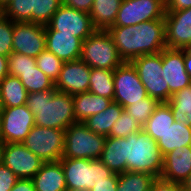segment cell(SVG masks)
<instances>
[{"mask_svg":"<svg viewBox=\"0 0 191 191\" xmlns=\"http://www.w3.org/2000/svg\"><path fill=\"white\" fill-rule=\"evenodd\" d=\"M191 173V145L181 146L163 156L160 178L182 185Z\"/></svg>","mask_w":191,"mask_h":191,"instance_id":"cell-18","label":"cell"},{"mask_svg":"<svg viewBox=\"0 0 191 191\" xmlns=\"http://www.w3.org/2000/svg\"><path fill=\"white\" fill-rule=\"evenodd\" d=\"M66 191H90V190H87V189H81V188H77V189H67Z\"/></svg>","mask_w":191,"mask_h":191,"instance_id":"cell-50","label":"cell"},{"mask_svg":"<svg viewBox=\"0 0 191 191\" xmlns=\"http://www.w3.org/2000/svg\"><path fill=\"white\" fill-rule=\"evenodd\" d=\"M164 5L166 4V0H160Z\"/></svg>","mask_w":191,"mask_h":191,"instance_id":"cell-52","label":"cell"},{"mask_svg":"<svg viewBox=\"0 0 191 191\" xmlns=\"http://www.w3.org/2000/svg\"><path fill=\"white\" fill-rule=\"evenodd\" d=\"M162 156L181 146L191 145V127L174 121L157 141Z\"/></svg>","mask_w":191,"mask_h":191,"instance_id":"cell-23","label":"cell"},{"mask_svg":"<svg viewBox=\"0 0 191 191\" xmlns=\"http://www.w3.org/2000/svg\"><path fill=\"white\" fill-rule=\"evenodd\" d=\"M174 121L170 106L166 102H161L142 128L157 142Z\"/></svg>","mask_w":191,"mask_h":191,"instance_id":"cell-27","label":"cell"},{"mask_svg":"<svg viewBox=\"0 0 191 191\" xmlns=\"http://www.w3.org/2000/svg\"><path fill=\"white\" fill-rule=\"evenodd\" d=\"M184 62L187 73L191 78V55L184 49Z\"/></svg>","mask_w":191,"mask_h":191,"instance_id":"cell-46","label":"cell"},{"mask_svg":"<svg viewBox=\"0 0 191 191\" xmlns=\"http://www.w3.org/2000/svg\"><path fill=\"white\" fill-rule=\"evenodd\" d=\"M34 125V115L26 104L16 107H2L0 110L2 143H22Z\"/></svg>","mask_w":191,"mask_h":191,"instance_id":"cell-10","label":"cell"},{"mask_svg":"<svg viewBox=\"0 0 191 191\" xmlns=\"http://www.w3.org/2000/svg\"><path fill=\"white\" fill-rule=\"evenodd\" d=\"M14 22L0 12V55L12 53Z\"/></svg>","mask_w":191,"mask_h":191,"instance_id":"cell-37","label":"cell"},{"mask_svg":"<svg viewBox=\"0 0 191 191\" xmlns=\"http://www.w3.org/2000/svg\"><path fill=\"white\" fill-rule=\"evenodd\" d=\"M9 74L8 57L0 55V81Z\"/></svg>","mask_w":191,"mask_h":191,"instance_id":"cell-45","label":"cell"},{"mask_svg":"<svg viewBox=\"0 0 191 191\" xmlns=\"http://www.w3.org/2000/svg\"><path fill=\"white\" fill-rule=\"evenodd\" d=\"M2 157H3V143L0 142V165L2 164Z\"/></svg>","mask_w":191,"mask_h":191,"instance_id":"cell-49","label":"cell"},{"mask_svg":"<svg viewBox=\"0 0 191 191\" xmlns=\"http://www.w3.org/2000/svg\"><path fill=\"white\" fill-rule=\"evenodd\" d=\"M19 178L3 163L0 165V191H10Z\"/></svg>","mask_w":191,"mask_h":191,"instance_id":"cell-39","label":"cell"},{"mask_svg":"<svg viewBox=\"0 0 191 191\" xmlns=\"http://www.w3.org/2000/svg\"><path fill=\"white\" fill-rule=\"evenodd\" d=\"M99 159L116 174L126 172L125 137H106L103 152Z\"/></svg>","mask_w":191,"mask_h":191,"instance_id":"cell-21","label":"cell"},{"mask_svg":"<svg viewBox=\"0 0 191 191\" xmlns=\"http://www.w3.org/2000/svg\"><path fill=\"white\" fill-rule=\"evenodd\" d=\"M165 5L160 0H123L111 27H122L164 19Z\"/></svg>","mask_w":191,"mask_h":191,"instance_id":"cell-12","label":"cell"},{"mask_svg":"<svg viewBox=\"0 0 191 191\" xmlns=\"http://www.w3.org/2000/svg\"><path fill=\"white\" fill-rule=\"evenodd\" d=\"M162 69V77L169 86V100L173 94L191 84V78L185 68L184 49L164 48Z\"/></svg>","mask_w":191,"mask_h":191,"instance_id":"cell-15","label":"cell"},{"mask_svg":"<svg viewBox=\"0 0 191 191\" xmlns=\"http://www.w3.org/2000/svg\"><path fill=\"white\" fill-rule=\"evenodd\" d=\"M61 5L62 0H34L32 23L47 25Z\"/></svg>","mask_w":191,"mask_h":191,"instance_id":"cell-34","label":"cell"},{"mask_svg":"<svg viewBox=\"0 0 191 191\" xmlns=\"http://www.w3.org/2000/svg\"><path fill=\"white\" fill-rule=\"evenodd\" d=\"M124 62H131L142 55L160 53L166 48L165 19L107 29Z\"/></svg>","mask_w":191,"mask_h":191,"instance_id":"cell-1","label":"cell"},{"mask_svg":"<svg viewBox=\"0 0 191 191\" xmlns=\"http://www.w3.org/2000/svg\"><path fill=\"white\" fill-rule=\"evenodd\" d=\"M28 92L20 79L7 75L0 81L1 107H16L26 104Z\"/></svg>","mask_w":191,"mask_h":191,"instance_id":"cell-25","label":"cell"},{"mask_svg":"<svg viewBox=\"0 0 191 191\" xmlns=\"http://www.w3.org/2000/svg\"><path fill=\"white\" fill-rule=\"evenodd\" d=\"M185 50L191 55V44L188 45Z\"/></svg>","mask_w":191,"mask_h":191,"instance_id":"cell-51","label":"cell"},{"mask_svg":"<svg viewBox=\"0 0 191 191\" xmlns=\"http://www.w3.org/2000/svg\"><path fill=\"white\" fill-rule=\"evenodd\" d=\"M94 0H62V4L89 13Z\"/></svg>","mask_w":191,"mask_h":191,"instance_id":"cell-42","label":"cell"},{"mask_svg":"<svg viewBox=\"0 0 191 191\" xmlns=\"http://www.w3.org/2000/svg\"><path fill=\"white\" fill-rule=\"evenodd\" d=\"M106 137L92 132L84 122H75L65 130L63 157L99 159Z\"/></svg>","mask_w":191,"mask_h":191,"instance_id":"cell-6","label":"cell"},{"mask_svg":"<svg viewBox=\"0 0 191 191\" xmlns=\"http://www.w3.org/2000/svg\"><path fill=\"white\" fill-rule=\"evenodd\" d=\"M10 191H36L31 179H18Z\"/></svg>","mask_w":191,"mask_h":191,"instance_id":"cell-44","label":"cell"},{"mask_svg":"<svg viewBox=\"0 0 191 191\" xmlns=\"http://www.w3.org/2000/svg\"><path fill=\"white\" fill-rule=\"evenodd\" d=\"M34 0H11L1 13L13 22H31Z\"/></svg>","mask_w":191,"mask_h":191,"instance_id":"cell-32","label":"cell"},{"mask_svg":"<svg viewBox=\"0 0 191 191\" xmlns=\"http://www.w3.org/2000/svg\"><path fill=\"white\" fill-rule=\"evenodd\" d=\"M155 176L146 172L126 171L118 174L116 191H150Z\"/></svg>","mask_w":191,"mask_h":191,"instance_id":"cell-30","label":"cell"},{"mask_svg":"<svg viewBox=\"0 0 191 191\" xmlns=\"http://www.w3.org/2000/svg\"><path fill=\"white\" fill-rule=\"evenodd\" d=\"M123 0H94L89 12L96 29L107 30L113 26Z\"/></svg>","mask_w":191,"mask_h":191,"instance_id":"cell-24","label":"cell"},{"mask_svg":"<svg viewBox=\"0 0 191 191\" xmlns=\"http://www.w3.org/2000/svg\"><path fill=\"white\" fill-rule=\"evenodd\" d=\"M127 171L146 172L156 178L163 170V156L157 142L143 130L125 138Z\"/></svg>","mask_w":191,"mask_h":191,"instance_id":"cell-3","label":"cell"},{"mask_svg":"<svg viewBox=\"0 0 191 191\" xmlns=\"http://www.w3.org/2000/svg\"><path fill=\"white\" fill-rule=\"evenodd\" d=\"M46 49L63 62L80 59L83 41L59 31H45Z\"/></svg>","mask_w":191,"mask_h":191,"instance_id":"cell-19","label":"cell"},{"mask_svg":"<svg viewBox=\"0 0 191 191\" xmlns=\"http://www.w3.org/2000/svg\"><path fill=\"white\" fill-rule=\"evenodd\" d=\"M118 174L114 173L111 177L99 180L90 191H116Z\"/></svg>","mask_w":191,"mask_h":191,"instance_id":"cell-40","label":"cell"},{"mask_svg":"<svg viewBox=\"0 0 191 191\" xmlns=\"http://www.w3.org/2000/svg\"><path fill=\"white\" fill-rule=\"evenodd\" d=\"M114 98L113 101L124 109L148 97L136 69L130 62H124L114 70Z\"/></svg>","mask_w":191,"mask_h":191,"instance_id":"cell-11","label":"cell"},{"mask_svg":"<svg viewBox=\"0 0 191 191\" xmlns=\"http://www.w3.org/2000/svg\"><path fill=\"white\" fill-rule=\"evenodd\" d=\"M21 83L28 93L52 90L55 88L54 82L45 75L37 66L27 71H19Z\"/></svg>","mask_w":191,"mask_h":191,"instance_id":"cell-31","label":"cell"},{"mask_svg":"<svg viewBox=\"0 0 191 191\" xmlns=\"http://www.w3.org/2000/svg\"><path fill=\"white\" fill-rule=\"evenodd\" d=\"M91 68L80 59L64 62L57 81L58 92L75 95L89 91Z\"/></svg>","mask_w":191,"mask_h":191,"instance_id":"cell-16","label":"cell"},{"mask_svg":"<svg viewBox=\"0 0 191 191\" xmlns=\"http://www.w3.org/2000/svg\"><path fill=\"white\" fill-rule=\"evenodd\" d=\"M96 28L89 13L62 4L53 14L45 31H59L86 40Z\"/></svg>","mask_w":191,"mask_h":191,"instance_id":"cell-9","label":"cell"},{"mask_svg":"<svg viewBox=\"0 0 191 191\" xmlns=\"http://www.w3.org/2000/svg\"><path fill=\"white\" fill-rule=\"evenodd\" d=\"M177 122H183L191 127V84L179 90L166 102Z\"/></svg>","mask_w":191,"mask_h":191,"instance_id":"cell-28","label":"cell"},{"mask_svg":"<svg viewBox=\"0 0 191 191\" xmlns=\"http://www.w3.org/2000/svg\"><path fill=\"white\" fill-rule=\"evenodd\" d=\"M150 191H182V186L159 177L153 181Z\"/></svg>","mask_w":191,"mask_h":191,"instance_id":"cell-41","label":"cell"},{"mask_svg":"<svg viewBox=\"0 0 191 191\" xmlns=\"http://www.w3.org/2000/svg\"><path fill=\"white\" fill-rule=\"evenodd\" d=\"M11 0H0V12L10 3Z\"/></svg>","mask_w":191,"mask_h":191,"instance_id":"cell-48","label":"cell"},{"mask_svg":"<svg viewBox=\"0 0 191 191\" xmlns=\"http://www.w3.org/2000/svg\"><path fill=\"white\" fill-rule=\"evenodd\" d=\"M80 60L90 68L115 70L124 61L107 30L96 29L83 41Z\"/></svg>","mask_w":191,"mask_h":191,"instance_id":"cell-4","label":"cell"},{"mask_svg":"<svg viewBox=\"0 0 191 191\" xmlns=\"http://www.w3.org/2000/svg\"><path fill=\"white\" fill-rule=\"evenodd\" d=\"M136 69L148 96L161 102L169 101V86L162 77V51L142 55L130 62Z\"/></svg>","mask_w":191,"mask_h":191,"instance_id":"cell-8","label":"cell"},{"mask_svg":"<svg viewBox=\"0 0 191 191\" xmlns=\"http://www.w3.org/2000/svg\"><path fill=\"white\" fill-rule=\"evenodd\" d=\"M36 64L37 67L55 83L64 62L45 49L36 57Z\"/></svg>","mask_w":191,"mask_h":191,"instance_id":"cell-35","label":"cell"},{"mask_svg":"<svg viewBox=\"0 0 191 191\" xmlns=\"http://www.w3.org/2000/svg\"><path fill=\"white\" fill-rule=\"evenodd\" d=\"M112 101L89 91L73 95L76 122H84L90 116L104 111Z\"/></svg>","mask_w":191,"mask_h":191,"instance_id":"cell-22","label":"cell"},{"mask_svg":"<svg viewBox=\"0 0 191 191\" xmlns=\"http://www.w3.org/2000/svg\"><path fill=\"white\" fill-rule=\"evenodd\" d=\"M36 191H66L67 185L60 161L44 162L31 179Z\"/></svg>","mask_w":191,"mask_h":191,"instance_id":"cell-20","label":"cell"},{"mask_svg":"<svg viewBox=\"0 0 191 191\" xmlns=\"http://www.w3.org/2000/svg\"><path fill=\"white\" fill-rule=\"evenodd\" d=\"M182 191H191V173L188 178L182 183Z\"/></svg>","mask_w":191,"mask_h":191,"instance_id":"cell-47","label":"cell"},{"mask_svg":"<svg viewBox=\"0 0 191 191\" xmlns=\"http://www.w3.org/2000/svg\"><path fill=\"white\" fill-rule=\"evenodd\" d=\"M114 70L91 68L89 92L107 99L114 98Z\"/></svg>","mask_w":191,"mask_h":191,"instance_id":"cell-29","label":"cell"},{"mask_svg":"<svg viewBox=\"0 0 191 191\" xmlns=\"http://www.w3.org/2000/svg\"><path fill=\"white\" fill-rule=\"evenodd\" d=\"M26 105L37 126L66 130L76 122L73 95L58 92L55 88L28 93Z\"/></svg>","mask_w":191,"mask_h":191,"instance_id":"cell-2","label":"cell"},{"mask_svg":"<svg viewBox=\"0 0 191 191\" xmlns=\"http://www.w3.org/2000/svg\"><path fill=\"white\" fill-rule=\"evenodd\" d=\"M2 163L19 178L32 179L44 163L23 143H3Z\"/></svg>","mask_w":191,"mask_h":191,"instance_id":"cell-14","label":"cell"},{"mask_svg":"<svg viewBox=\"0 0 191 191\" xmlns=\"http://www.w3.org/2000/svg\"><path fill=\"white\" fill-rule=\"evenodd\" d=\"M159 101L153 97H146L125 108L128 114L137 119V122L143 127L148 118L153 114Z\"/></svg>","mask_w":191,"mask_h":191,"instance_id":"cell-33","label":"cell"},{"mask_svg":"<svg viewBox=\"0 0 191 191\" xmlns=\"http://www.w3.org/2000/svg\"><path fill=\"white\" fill-rule=\"evenodd\" d=\"M124 108L115 101L104 110L84 121L87 127L94 133L108 137L113 123L120 117Z\"/></svg>","mask_w":191,"mask_h":191,"instance_id":"cell-26","label":"cell"},{"mask_svg":"<svg viewBox=\"0 0 191 191\" xmlns=\"http://www.w3.org/2000/svg\"><path fill=\"white\" fill-rule=\"evenodd\" d=\"M45 49V25L14 22L12 52L36 58Z\"/></svg>","mask_w":191,"mask_h":191,"instance_id":"cell-13","label":"cell"},{"mask_svg":"<svg viewBox=\"0 0 191 191\" xmlns=\"http://www.w3.org/2000/svg\"><path fill=\"white\" fill-rule=\"evenodd\" d=\"M36 66V58L16 52H12L8 56V69L11 76L19 77V71H27Z\"/></svg>","mask_w":191,"mask_h":191,"instance_id":"cell-38","label":"cell"},{"mask_svg":"<svg viewBox=\"0 0 191 191\" xmlns=\"http://www.w3.org/2000/svg\"><path fill=\"white\" fill-rule=\"evenodd\" d=\"M59 161L64 171L67 189L90 190L99 180L114 174L100 159L62 157Z\"/></svg>","mask_w":191,"mask_h":191,"instance_id":"cell-5","label":"cell"},{"mask_svg":"<svg viewBox=\"0 0 191 191\" xmlns=\"http://www.w3.org/2000/svg\"><path fill=\"white\" fill-rule=\"evenodd\" d=\"M141 129L142 126L137 122V119L124 109L120 117L113 123L108 136L126 138L130 134L138 133Z\"/></svg>","mask_w":191,"mask_h":191,"instance_id":"cell-36","label":"cell"},{"mask_svg":"<svg viewBox=\"0 0 191 191\" xmlns=\"http://www.w3.org/2000/svg\"><path fill=\"white\" fill-rule=\"evenodd\" d=\"M166 48L185 49L191 44V8L165 12Z\"/></svg>","mask_w":191,"mask_h":191,"instance_id":"cell-17","label":"cell"},{"mask_svg":"<svg viewBox=\"0 0 191 191\" xmlns=\"http://www.w3.org/2000/svg\"><path fill=\"white\" fill-rule=\"evenodd\" d=\"M166 11H179L191 8V0H166Z\"/></svg>","mask_w":191,"mask_h":191,"instance_id":"cell-43","label":"cell"},{"mask_svg":"<svg viewBox=\"0 0 191 191\" xmlns=\"http://www.w3.org/2000/svg\"><path fill=\"white\" fill-rule=\"evenodd\" d=\"M22 143L44 162H57L63 157L65 130L34 125Z\"/></svg>","mask_w":191,"mask_h":191,"instance_id":"cell-7","label":"cell"}]
</instances>
